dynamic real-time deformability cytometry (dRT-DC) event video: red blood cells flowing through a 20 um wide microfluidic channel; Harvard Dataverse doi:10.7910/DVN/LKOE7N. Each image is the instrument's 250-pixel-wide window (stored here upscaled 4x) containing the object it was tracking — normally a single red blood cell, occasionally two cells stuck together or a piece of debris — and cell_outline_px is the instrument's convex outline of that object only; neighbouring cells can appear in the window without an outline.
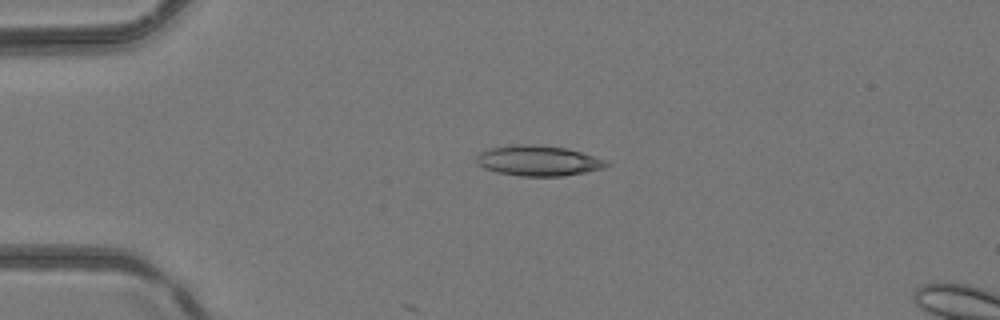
{"species": "common noctule bat (a hibernating species)", "species_latin": "Nyctalus noctula", "temperature_condition": "room temperature", "stored_images_in_passage": 2, "camera_frame_rate_fps": 3000, "um_per_image_px": 0.085, "animal": {"sex": "female", "body_mass_g": 24.6, "forearm_length_mm": 56.2}, "frame": {"image": 1, "passage_image": 1, "time_ms": 0.0, "image_size_px": [1000, 320], "cell_outline_px": [[612, 164], [604, 168], [564, 176], [520, 176], [496, 172], [484, 168], [476, 160], [476, 156], [480, 152], [488, 148], [512, 144], [540, 144], [568, 148], [604, 160]], "centroid_in_image_um": [45.73, 13.65], "position_along_channel_um": 39.3, "area_um2": 23.12}}